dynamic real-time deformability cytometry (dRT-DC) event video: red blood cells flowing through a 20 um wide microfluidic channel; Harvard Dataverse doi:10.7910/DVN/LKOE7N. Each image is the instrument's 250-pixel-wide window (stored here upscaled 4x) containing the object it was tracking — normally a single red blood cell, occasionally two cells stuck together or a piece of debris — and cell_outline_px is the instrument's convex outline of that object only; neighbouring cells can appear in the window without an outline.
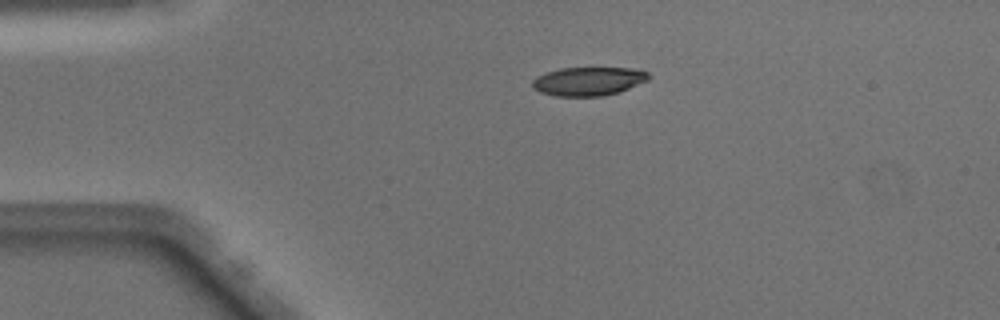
{"species": "Egyptian fruit bat (a non-hibernating species)", "species_latin": "Rousettus aegyptiacus", "temperature_condition": "warm", "stored_images_in_passage": 48, "camera_frame_rate_fps": 3000, "um_per_image_px": 0.085, "animal": {"sex": "male"}, "frame": {"image": 1, "passage_image": 9, "time_ms": 2.667, "image_size_px": [1000, 320], "cell_outline_px": [[648, 80], [620, 92], [604, 96], [556, 96], [540, 92], [532, 88], [532, 80], [536, 76], [560, 68], [632, 68], [648, 72]], "centroid_in_image_um": [50.0, 6.91], "position_along_channel_um": 35.0, "area_um2": 19.42}}
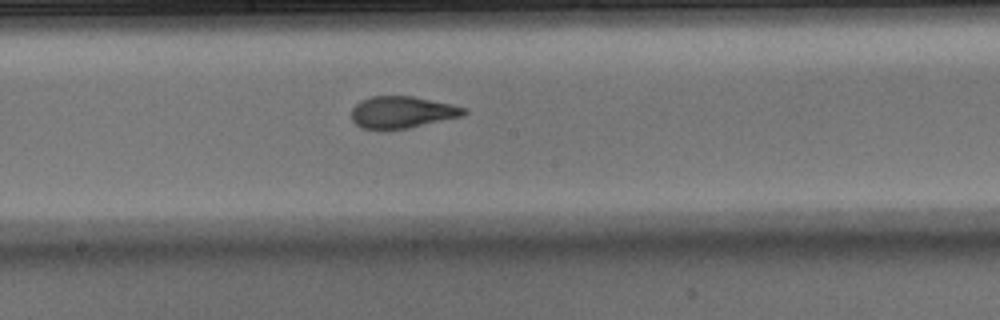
{"frame": {"image": 2, "passage_image": 25, "time_ms": 8.0, "image_size_px": [1000, 320], "cell_outline_px": [[468, 112], [464, 116], [408, 128], [360, 128], [352, 120], [352, 108], [360, 100], [372, 96], [412, 96], [452, 104], [468, 108]], "centroid_in_image_um": [34.22, 9.52], "position_along_channel_um": 214.0, "area_um2": 20.81}}
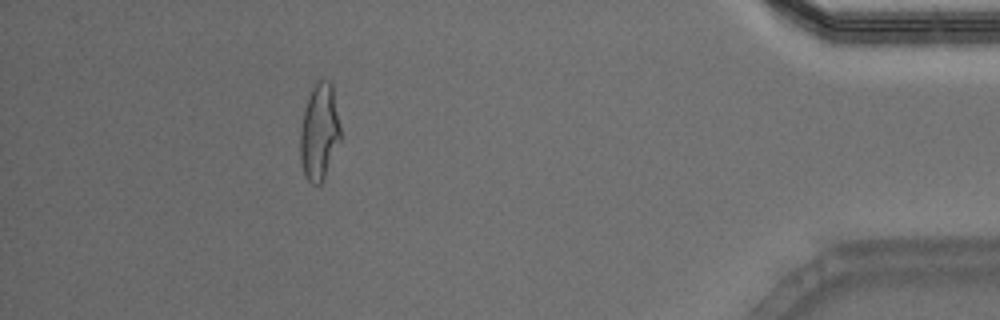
{"frame": {"image": 3, "passage_image": 43, "time_ms": 14.0, "image_size_px": [1000, 320], "cell_outline_px": [[340, 140], [324, 180], [320, 184], [312, 184], [308, 180], [304, 172], [300, 160], [300, 128], [304, 108], [308, 96], [316, 80], [328, 80], [332, 84], [340, 128]], "centroid_in_image_um": [27.13, 11.21], "position_along_channel_um": 408.1, "area_um2": 22.66}, "authors_computed_cell_mechanics": {"area_um2": 21.3571, "velocity_mm_per_s": 4.091, "shape_relaxation_time_tau1_ms": 8.9913, "shape_relaxation_time_tau2_ms": 0.9049, "deformation_change_tau1": 0.3011, "deformation_change_tau2": 0.0815}}